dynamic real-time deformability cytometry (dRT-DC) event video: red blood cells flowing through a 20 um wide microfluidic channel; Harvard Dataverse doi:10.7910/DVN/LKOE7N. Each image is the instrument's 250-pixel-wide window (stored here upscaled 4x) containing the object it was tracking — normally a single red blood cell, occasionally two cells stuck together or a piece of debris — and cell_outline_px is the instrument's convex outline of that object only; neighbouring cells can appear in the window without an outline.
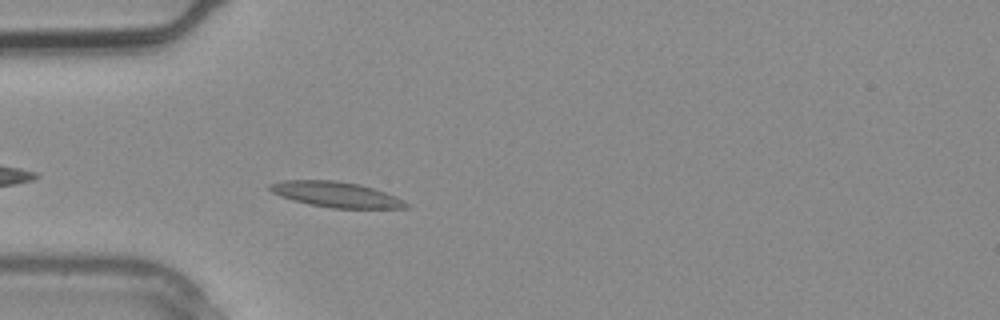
{"species": "common noctule bat (a hibernating species)", "species_latin": "Nyctalus noctula", "temperature_condition": "warm", "stored_images_in_passage": 2, "camera_frame_rate_fps": 3000, "um_per_image_px": 0.085, "animal": {"sex": "male", "body_mass_g": 20.4}, "frame": {"image": 1, "passage_image": 2, "time_ms": 0.333, "image_size_px": [1000, 320], "cell_outline_px": [[412, 204], [408, 208], [332, 208], [308, 204], [280, 196], [272, 192], [268, 188], [268, 184], [280, 180], [336, 180], [360, 184], [396, 196]], "centroid_in_image_um": [28.57, 16.53], "position_along_channel_um": 56.4, "area_um2": 20.35}}